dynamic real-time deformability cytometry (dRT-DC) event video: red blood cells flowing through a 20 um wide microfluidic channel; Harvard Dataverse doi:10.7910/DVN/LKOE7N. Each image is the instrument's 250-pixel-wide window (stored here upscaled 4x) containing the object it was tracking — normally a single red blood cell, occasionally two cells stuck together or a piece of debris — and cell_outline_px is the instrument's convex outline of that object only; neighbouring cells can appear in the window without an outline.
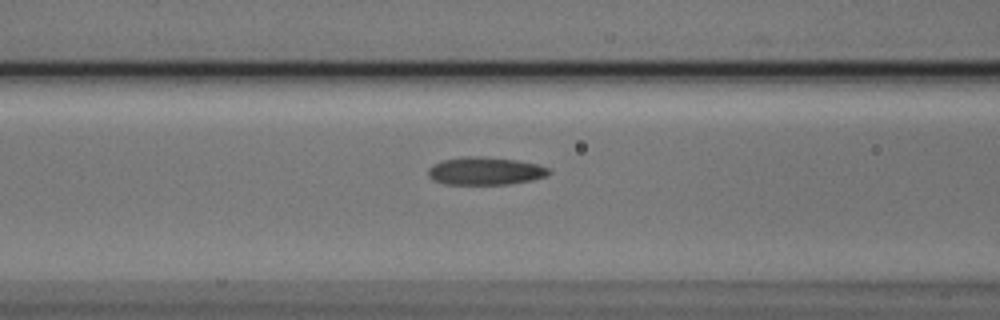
{"species": "Egyptian fruit bat (a non-hibernating species)", "species_latin": "Rousettus aegyptiacus", "temperature_condition": "cold", "stored_images_in_passage": 37, "camera_frame_rate_fps": 3000, "um_per_image_px": 0.085, "animal": {"sex": "male"}, "frame": {"image": 1, "passage_image": 12, "time_ms": 3.667, "image_size_px": [1000, 320], "cell_outline_px": [[552, 172], [544, 176], [532, 180], [508, 184], [444, 184], [432, 180], [428, 176], [428, 168], [432, 164], [440, 160], [464, 156], [480, 156], [516, 160], [536, 164], [548, 168]], "centroid_in_image_um": [41.18, 14.53], "position_along_channel_um": 125.4, "area_um2": 19.65}}
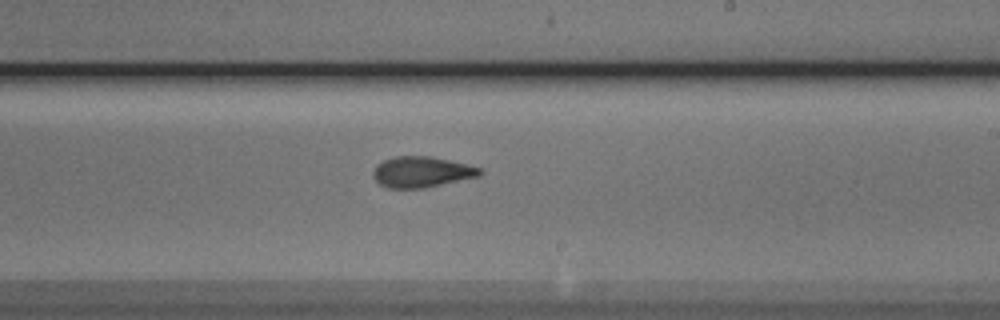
{"frame": {"image": 2, "passage_image": 22, "time_ms": 7.0, "image_size_px": [1000, 320], "cell_outline_px": [[484, 172], [480, 176], [424, 188], [388, 188], [380, 184], [372, 176], [372, 172], [376, 164], [384, 160], [396, 156], [428, 156], [448, 160], [480, 168]], "centroid_in_image_um": [35.81, 14.62], "position_along_channel_um": 253.2, "area_um2": 19.07}}
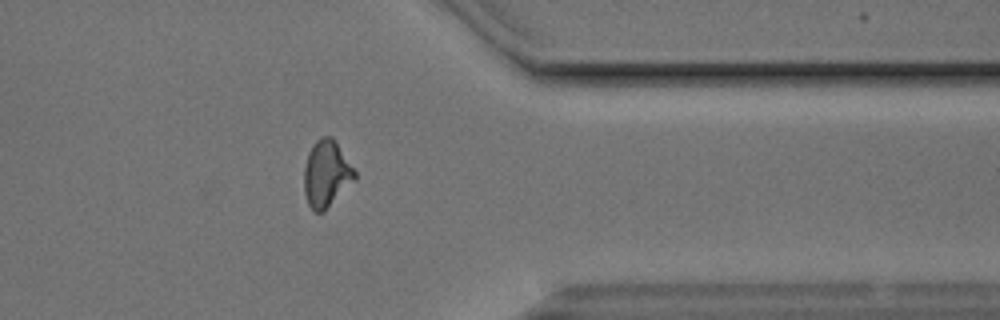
{"frame": {"image": 3, "passage_image": 33, "time_ms": 10.667, "image_size_px": [1000, 320], "cell_outline_px": [[356, 180], [324, 212], [316, 212], [308, 204], [304, 192], [304, 168], [308, 152], [312, 144], [316, 140], [324, 136], [332, 136], [356, 172]], "centroid_in_image_um": [27.75, 14.78], "position_along_channel_um": 383.7, "area_um2": 19.77}}